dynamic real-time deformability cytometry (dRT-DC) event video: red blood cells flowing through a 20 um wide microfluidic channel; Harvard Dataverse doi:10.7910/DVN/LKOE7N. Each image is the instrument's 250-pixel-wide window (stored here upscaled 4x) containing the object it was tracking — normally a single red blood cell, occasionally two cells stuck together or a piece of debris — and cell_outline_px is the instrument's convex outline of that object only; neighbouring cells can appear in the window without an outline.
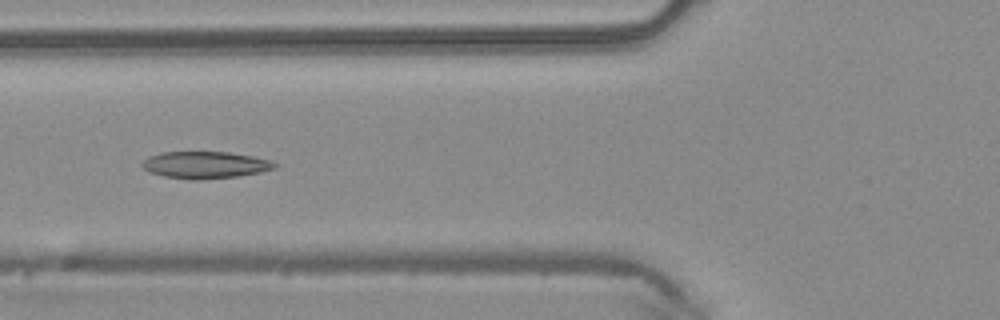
{"species": "common noctule bat (a hibernating species)", "species_latin": "Nyctalus noctula", "temperature_condition": "warm", "stored_images_in_passage": 6, "camera_frame_rate_fps": 3000, "um_per_image_px": 0.085, "animal": {"sex": "male", "body_mass_g": 20.4}, "frame": {"image": 1, "passage_image": 5, "time_ms": 1.333, "image_size_px": [1000, 320], "cell_outline_px": [[276, 168], [260, 172], [236, 176], [196, 180], [192, 180], [164, 176], [148, 172], [140, 164], [148, 156], [160, 152], [228, 152], [252, 156], [272, 160], [276, 164]], "centroid_in_image_um": [17.41, 14.01], "position_along_channel_um": 108.4, "area_um2": 20.81}}
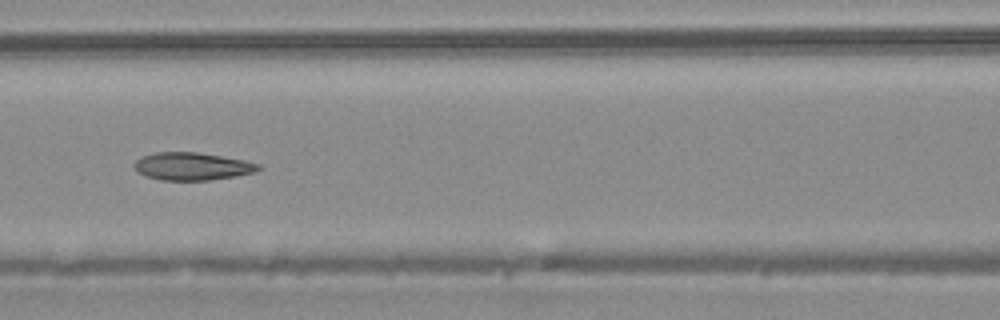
{"frame": {"image": 2, "passage_image": 6, "time_ms": 1.667, "image_size_px": [1000, 320], "cell_outline_px": [[260, 168], [256, 172], [236, 176], [208, 180], [160, 180], [144, 176], [136, 172], [132, 164], [140, 156], [156, 152], [196, 152], [244, 160], [260, 164]], "centroid_in_image_um": [16.27, 14.14], "position_along_channel_um": 150.3, "area_um2": 20.17}}